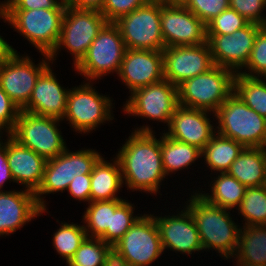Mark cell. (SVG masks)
<instances>
[{
  "label": "cell",
  "instance_id": "obj_1",
  "mask_svg": "<svg viewBox=\"0 0 266 266\" xmlns=\"http://www.w3.org/2000/svg\"><path fill=\"white\" fill-rule=\"evenodd\" d=\"M150 125L137 127L122 144L116 158L127 190L157 195L167 177L163 168L160 138Z\"/></svg>",
  "mask_w": 266,
  "mask_h": 266
},
{
  "label": "cell",
  "instance_id": "obj_2",
  "mask_svg": "<svg viewBox=\"0 0 266 266\" xmlns=\"http://www.w3.org/2000/svg\"><path fill=\"white\" fill-rule=\"evenodd\" d=\"M193 193L185 206L194 218L203 250H215L223 260H230L238 249L241 225L234 222L231 210L209 203L197 190Z\"/></svg>",
  "mask_w": 266,
  "mask_h": 266
},
{
  "label": "cell",
  "instance_id": "obj_3",
  "mask_svg": "<svg viewBox=\"0 0 266 266\" xmlns=\"http://www.w3.org/2000/svg\"><path fill=\"white\" fill-rule=\"evenodd\" d=\"M65 10H5L0 4V19L29 41L37 52L50 55L58 44Z\"/></svg>",
  "mask_w": 266,
  "mask_h": 266
},
{
  "label": "cell",
  "instance_id": "obj_4",
  "mask_svg": "<svg viewBox=\"0 0 266 266\" xmlns=\"http://www.w3.org/2000/svg\"><path fill=\"white\" fill-rule=\"evenodd\" d=\"M216 133L244 147L266 148V118L249 108L234 92L215 112Z\"/></svg>",
  "mask_w": 266,
  "mask_h": 266
},
{
  "label": "cell",
  "instance_id": "obj_5",
  "mask_svg": "<svg viewBox=\"0 0 266 266\" xmlns=\"http://www.w3.org/2000/svg\"><path fill=\"white\" fill-rule=\"evenodd\" d=\"M92 81H82L81 85L70 88L67 95L66 120L73 131L88 134L96 131L106 121L114 119L112 97L100 94Z\"/></svg>",
  "mask_w": 266,
  "mask_h": 266
},
{
  "label": "cell",
  "instance_id": "obj_6",
  "mask_svg": "<svg viewBox=\"0 0 266 266\" xmlns=\"http://www.w3.org/2000/svg\"><path fill=\"white\" fill-rule=\"evenodd\" d=\"M235 75L228 68L214 66L208 72L184 81L177 87L179 105L215 113L233 93Z\"/></svg>",
  "mask_w": 266,
  "mask_h": 266
},
{
  "label": "cell",
  "instance_id": "obj_7",
  "mask_svg": "<svg viewBox=\"0 0 266 266\" xmlns=\"http://www.w3.org/2000/svg\"><path fill=\"white\" fill-rule=\"evenodd\" d=\"M107 23L108 21L100 11L67 6L58 44L49 55L51 63L54 64L59 51L66 48L73 57L72 64L75 68L86 56L89 46Z\"/></svg>",
  "mask_w": 266,
  "mask_h": 266
},
{
  "label": "cell",
  "instance_id": "obj_8",
  "mask_svg": "<svg viewBox=\"0 0 266 266\" xmlns=\"http://www.w3.org/2000/svg\"><path fill=\"white\" fill-rule=\"evenodd\" d=\"M102 156L100 152L81 148L71 151L67 147L62 154L47 160L41 186L35 193L38 206L48 210L46 200L48 194L63 193L67 190L72 179L77 175L91 174L94 164Z\"/></svg>",
  "mask_w": 266,
  "mask_h": 266
},
{
  "label": "cell",
  "instance_id": "obj_9",
  "mask_svg": "<svg viewBox=\"0 0 266 266\" xmlns=\"http://www.w3.org/2000/svg\"><path fill=\"white\" fill-rule=\"evenodd\" d=\"M126 46L119 27L108 22L89 46L86 56L74 68L85 81L101 80L119 72ZM112 72V73H111Z\"/></svg>",
  "mask_w": 266,
  "mask_h": 266
},
{
  "label": "cell",
  "instance_id": "obj_10",
  "mask_svg": "<svg viewBox=\"0 0 266 266\" xmlns=\"http://www.w3.org/2000/svg\"><path fill=\"white\" fill-rule=\"evenodd\" d=\"M61 121L59 118L40 116L21 110L9 135L20 145L49 160L62 154L67 148L62 132L58 128Z\"/></svg>",
  "mask_w": 266,
  "mask_h": 266
},
{
  "label": "cell",
  "instance_id": "obj_11",
  "mask_svg": "<svg viewBox=\"0 0 266 266\" xmlns=\"http://www.w3.org/2000/svg\"><path fill=\"white\" fill-rule=\"evenodd\" d=\"M113 258L129 266H150L164 253L159 229L151 214H143L112 246Z\"/></svg>",
  "mask_w": 266,
  "mask_h": 266
},
{
  "label": "cell",
  "instance_id": "obj_12",
  "mask_svg": "<svg viewBox=\"0 0 266 266\" xmlns=\"http://www.w3.org/2000/svg\"><path fill=\"white\" fill-rule=\"evenodd\" d=\"M120 29L126 49L163 51L161 33V1L149 0L145 5L121 16L114 22Z\"/></svg>",
  "mask_w": 266,
  "mask_h": 266
},
{
  "label": "cell",
  "instance_id": "obj_13",
  "mask_svg": "<svg viewBox=\"0 0 266 266\" xmlns=\"http://www.w3.org/2000/svg\"><path fill=\"white\" fill-rule=\"evenodd\" d=\"M178 103V88L163 79L133 91L123 104L124 114L158 121L168 127Z\"/></svg>",
  "mask_w": 266,
  "mask_h": 266
},
{
  "label": "cell",
  "instance_id": "obj_14",
  "mask_svg": "<svg viewBox=\"0 0 266 266\" xmlns=\"http://www.w3.org/2000/svg\"><path fill=\"white\" fill-rule=\"evenodd\" d=\"M36 65L28 54L14 52L0 64V87L22 110L31 98L40 74L51 64L48 54Z\"/></svg>",
  "mask_w": 266,
  "mask_h": 266
},
{
  "label": "cell",
  "instance_id": "obj_15",
  "mask_svg": "<svg viewBox=\"0 0 266 266\" xmlns=\"http://www.w3.org/2000/svg\"><path fill=\"white\" fill-rule=\"evenodd\" d=\"M164 47L207 43L206 24L183 4L161 2Z\"/></svg>",
  "mask_w": 266,
  "mask_h": 266
},
{
  "label": "cell",
  "instance_id": "obj_16",
  "mask_svg": "<svg viewBox=\"0 0 266 266\" xmlns=\"http://www.w3.org/2000/svg\"><path fill=\"white\" fill-rule=\"evenodd\" d=\"M262 26L248 23L232 34H206L215 66L239 73L248 63L255 37Z\"/></svg>",
  "mask_w": 266,
  "mask_h": 266
},
{
  "label": "cell",
  "instance_id": "obj_17",
  "mask_svg": "<svg viewBox=\"0 0 266 266\" xmlns=\"http://www.w3.org/2000/svg\"><path fill=\"white\" fill-rule=\"evenodd\" d=\"M162 52L164 79L176 87L215 66L208 43L165 47Z\"/></svg>",
  "mask_w": 266,
  "mask_h": 266
},
{
  "label": "cell",
  "instance_id": "obj_18",
  "mask_svg": "<svg viewBox=\"0 0 266 266\" xmlns=\"http://www.w3.org/2000/svg\"><path fill=\"white\" fill-rule=\"evenodd\" d=\"M177 209V214L157 216L151 214L159 229L163 251H174L175 253L194 255L203 250L196 223L189 209L184 206ZM179 210V211H178ZM170 249V250H169Z\"/></svg>",
  "mask_w": 266,
  "mask_h": 266
},
{
  "label": "cell",
  "instance_id": "obj_19",
  "mask_svg": "<svg viewBox=\"0 0 266 266\" xmlns=\"http://www.w3.org/2000/svg\"><path fill=\"white\" fill-rule=\"evenodd\" d=\"M117 77L129 94L164 79L163 52L159 50L126 49Z\"/></svg>",
  "mask_w": 266,
  "mask_h": 266
},
{
  "label": "cell",
  "instance_id": "obj_20",
  "mask_svg": "<svg viewBox=\"0 0 266 266\" xmlns=\"http://www.w3.org/2000/svg\"><path fill=\"white\" fill-rule=\"evenodd\" d=\"M213 114V118L210 117ZM215 113L178 106L164 134L202 150L216 134ZM215 127V128H214Z\"/></svg>",
  "mask_w": 266,
  "mask_h": 266
},
{
  "label": "cell",
  "instance_id": "obj_21",
  "mask_svg": "<svg viewBox=\"0 0 266 266\" xmlns=\"http://www.w3.org/2000/svg\"><path fill=\"white\" fill-rule=\"evenodd\" d=\"M49 212L42 210L35 193L28 190L0 191V236H9L21 229L32 219Z\"/></svg>",
  "mask_w": 266,
  "mask_h": 266
},
{
  "label": "cell",
  "instance_id": "obj_22",
  "mask_svg": "<svg viewBox=\"0 0 266 266\" xmlns=\"http://www.w3.org/2000/svg\"><path fill=\"white\" fill-rule=\"evenodd\" d=\"M52 65H49L38 77L31 98L22 111L63 119L70 89L64 88L60 81L58 82Z\"/></svg>",
  "mask_w": 266,
  "mask_h": 266
},
{
  "label": "cell",
  "instance_id": "obj_23",
  "mask_svg": "<svg viewBox=\"0 0 266 266\" xmlns=\"http://www.w3.org/2000/svg\"><path fill=\"white\" fill-rule=\"evenodd\" d=\"M7 136V161L15 183L25 190L36 193L43 181L47 160L33 150L20 145L9 134Z\"/></svg>",
  "mask_w": 266,
  "mask_h": 266
},
{
  "label": "cell",
  "instance_id": "obj_24",
  "mask_svg": "<svg viewBox=\"0 0 266 266\" xmlns=\"http://www.w3.org/2000/svg\"><path fill=\"white\" fill-rule=\"evenodd\" d=\"M122 187L124 186L118 159L115 157L109 162L101 156L91 172V202L123 199L117 194Z\"/></svg>",
  "mask_w": 266,
  "mask_h": 266
},
{
  "label": "cell",
  "instance_id": "obj_25",
  "mask_svg": "<svg viewBox=\"0 0 266 266\" xmlns=\"http://www.w3.org/2000/svg\"><path fill=\"white\" fill-rule=\"evenodd\" d=\"M227 173L246 187L266 185V148L245 147Z\"/></svg>",
  "mask_w": 266,
  "mask_h": 266
},
{
  "label": "cell",
  "instance_id": "obj_26",
  "mask_svg": "<svg viewBox=\"0 0 266 266\" xmlns=\"http://www.w3.org/2000/svg\"><path fill=\"white\" fill-rule=\"evenodd\" d=\"M210 187V193L206 191H198L209 203L225 209H237L245 195L247 187L241 184L236 178L225 173H215ZM203 192V193H202ZM205 192V193H204Z\"/></svg>",
  "mask_w": 266,
  "mask_h": 266
},
{
  "label": "cell",
  "instance_id": "obj_27",
  "mask_svg": "<svg viewBox=\"0 0 266 266\" xmlns=\"http://www.w3.org/2000/svg\"><path fill=\"white\" fill-rule=\"evenodd\" d=\"M244 148L241 143L216 133L201 150V160L211 172L225 173Z\"/></svg>",
  "mask_w": 266,
  "mask_h": 266
},
{
  "label": "cell",
  "instance_id": "obj_28",
  "mask_svg": "<svg viewBox=\"0 0 266 266\" xmlns=\"http://www.w3.org/2000/svg\"><path fill=\"white\" fill-rule=\"evenodd\" d=\"M162 163L166 176L188 169L201 158V150L184 142L177 141L165 135L160 136Z\"/></svg>",
  "mask_w": 266,
  "mask_h": 266
},
{
  "label": "cell",
  "instance_id": "obj_29",
  "mask_svg": "<svg viewBox=\"0 0 266 266\" xmlns=\"http://www.w3.org/2000/svg\"><path fill=\"white\" fill-rule=\"evenodd\" d=\"M234 257L247 264L266 266V225L241 226Z\"/></svg>",
  "mask_w": 266,
  "mask_h": 266
},
{
  "label": "cell",
  "instance_id": "obj_30",
  "mask_svg": "<svg viewBox=\"0 0 266 266\" xmlns=\"http://www.w3.org/2000/svg\"><path fill=\"white\" fill-rule=\"evenodd\" d=\"M125 201V199H114L109 201L90 202L82 221L87 237L100 238L107 229H111L112 213Z\"/></svg>",
  "mask_w": 266,
  "mask_h": 266
},
{
  "label": "cell",
  "instance_id": "obj_31",
  "mask_svg": "<svg viewBox=\"0 0 266 266\" xmlns=\"http://www.w3.org/2000/svg\"><path fill=\"white\" fill-rule=\"evenodd\" d=\"M249 108L266 118V78L236 73L233 91Z\"/></svg>",
  "mask_w": 266,
  "mask_h": 266
},
{
  "label": "cell",
  "instance_id": "obj_32",
  "mask_svg": "<svg viewBox=\"0 0 266 266\" xmlns=\"http://www.w3.org/2000/svg\"><path fill=\"white\" fill-rule=\"evenodd\" d=\"M113 258L112 246L100 238L86 237L68 266H107Z\"/></svg>",
  "mask_w": 266,
  "mask_h": 266
},
{
  "label": "cell",
  "instance_id": "obj_33",
  "mask_svg": "<svg viewBox=\"0 0 266 266\" xmlns=\"http://www.w3.org/2000/svg\"><path fill=\"white\" fill-rule=\"evenodd\" d=\"M236 210L245 221L242 226L266 225V185L247 187Z\"/></svg>",
  "mask_w": 266,
  "mask_h": 266
},
{
  "label": "cell",
  "instance_id": "obj_34",
  "mask_svg": "<svg viewBox=\"0 0 266 266\" xmlns=\"http://www.w3.org/2000/svg\"><path fill=\"white\" fill-rule=\"evenodd\" d=\"M53 247L63 260L69 262L80 244L87 237L84 225L61 221L60 227L53 234Z\"/></svg>",
  "mask_w": 266,
  "mask_h": 266
},
{
  "label": "cell",
  "instance_id": "obj_35",
  "mask_svg": "<svg viewBox=\"0 0 266 266\" xmlns=\"http://www.w3.org/2000/svg\"><path fill=\"white\" fill-rule=\"evenodd\" d=\"M134 210V203L132 204L129 200H125L115 212L112 213L111 229H107L100 239L111 246L117 243L142 216V214L139 215V213L134 215Z\"/></svg>",
  "mask_w": 266,
  "mask_h": 266
},
{
  "label": "cell",
  "instance_id": "obj_36",
  "mask_svg": "<svg viewBox=\"0 0 266 266\" xmlns=\"http://www.w3.org/2000/svg\"><path fill=\"white\" fill-rule=\"evenodd\" d=\"M242 70L239 74L244 76L266 78V26L258 31L248 63Z\"/></svg>",
  "mask_w": 266,
  "mask_h": 266
},
{
  "label": "cell",
  "instance_id": "obj_37",
  "mask_svg": "<svg viewBox=\"0 0 266 266\" xmlns=\"http://www.w3.org/2000/svg\"><path fill=\"white\" fill-rule=\"evenodd\" d=\"M249 22L232 8H227L206 24V34H232Z\"/></svg>",
  "mask_w": 266,
  "mask_h": 266
},
{
  "label": "cell",
  "instance_id": "obj_38",
  "mask_svg": "<svg viewBox=\"0 0 266 266\" xmlns=\"http://www.w3.org/2000/svg\"><path fill=\"white\" fill-rule=\"evenodd\" d=\"M229 5L249 23L266 26V0H229Z\"/></svg>",
  "mask_w": 266,
  "mask_h": 266
},
{
  "label": "cell",
  "instance_id": "obj_39",
  "mask_svg": "<svg viewBox=\"0 0 266 266\" xmlns=\"http://www.w3.org/2000/svg\"><path fill=\"white\" fill-rule=\"evenodd\" d=\"M183 5L205 24L230 7L229 0H185Z\"/></svg>",
  "mask_w": 266,
  "mask_h": 266
},
{
  "label": "cell",
  "instance_id": "obj_40",
  "mask_svg": "<svg viewBox=\"0 0 266 266\" xmlns=\"http://www.w3.org/2000/svg\"><path fill=\"white\" fill-rule=\"evenodd\" d=\"M149 0H105L100 11L108 22H116L137 8L145 5Z\"/></svg>",
  "mask_w": 266,
  "mask_h": 266
},
{
  "label": "cell",
  "instance_id": "obj_41",
  "mask_svg": "<svg viewBox=\"0 0 266 266\" xmlns=\"http://www.w3.org/2000/svg\"><path fill=\"white\" fill-rule=\"evenodd\" d=\"M21 109L0 87V129L9 134L15 127Z\"/></svg>",
  "mask_w": 266,
  "mask_h": 266
},
{
  "label": "cell",
  "instance_id": "obj_42",
  "mask_svg": "<svg viewBox=\"0 0 266 266\" xmlns=\"http://www.w3.org/2000/svg\"><path fill=\"white\" fill-rule=\"evenodd\" d=\"M5 10L66 9L65 0H4Z\"/></svg>",
  "mask_w": 266,
  "mask_h": 266
},
{
  "label": "cell",
  "instance_id": "obj_43",
  "mask_svg": "<svg viewBox=\"0 0 266 266\" xmlns=\"http://www.w3.org/2000/svg\"><path fill=\"white\" fill-rule=\"evenodd\" d=\"M91 174L77 175L67 188L68 194L79 202H91Z\"/></svg>",
  "mask_w": 266,
  "mask_h": 266
},
{
  "label": "cell",
  "instance_id": "obj_44",
  "mask_svg": "<svg viewBox=\"0 0 266 266\" xmlns=\"http://www.w3.org/2000/svg\"><path fill=\"white\" fill-rule=\"evenodd\" d=\"M3 140L0 141V191H3L4 184L15 183L7 161V138Z\"/></svg>",
  "mask_w": 266,
  "mask_h": 266
},
{
  "label": "cell",
  "instance_id": "obj_45",
  "mask_svg": "<svg viewBox=\"0 0 266 266\" xmlns=\"http://www.w3.org/2000/svg\"><path fill=\"white\" fill-rule=\"evenodd\" d=\"M67 6L77 9L101 11L105 0H65Z\"/></svg>",
  "mask_w": 266,
  "mask_h": 266
},
{
  "label": "cell",
  "instance_id": "obj_46",
  "mask_svg": "<svg viewBox=\"0 0 266 266\" xmlns=\"http://www.w3.org/2000/svg\"><path fill=\"white\" fill-rule=\"evenodd\" d=\"M4 39L5 38L0 35V64L7 60L14 52H17V50Z\"/></svg>",
  "mask_w": 266,
  "mask_h": 266
},
{
  "label": "cell",
  "instance_id": "obj_47",
  "mask_svg": "<svg viewBox=\"0 0 266 266\" xmlns=\"http://www.w3.org/2000/svg\"><path fill=\"white\" fill-rule=\"evenodd\" d=\"M107 266H129L128 264L122 263L114 258H112L108 263Z\"/></svg>",
  "mask_w": 266,
  "mask_h": 266
},
{
  "label": "cell",
  "instance_id": "obj_48",
  "mask_svg": "<svg viewBox=\"0 0 266 266\" xmlns=\"http://www.w3.org/2000/svg\"><path fill=\"white\" fill-rule=\"evenodd\" d=\"M163 3H178V4H183L185 0H159Z\"/></svg>",
  "mask_w": 266,
  "mask_h": 266
},
{
  "label": "cell",
  "instance_id": "obj_49",
  "mask_svg": "<svg viewBox=\"0 0 266 266\" xmlns=\"http://www.w3.org/2000/svg\"><path fill=\"white\" fill-rule=\"evenodd\" d=\"M232 259L236 261V262H234V263H237L236 266H258V265H251V264H247V263L238 261L235 257H232Z\"/></svg>",
  "mask_w": 266,
  "mask_h": 266
},
{
  "label": "cell",
  "instance_id": "obj_50",
  "mask_svg": "<svg viewBox=\"0 0 266 266\" xmlns=\"http://www.w3.org/2000/svg\"><path fill=\"white\" fill-rule=\"evenodd\" d=\"M3 132H4V131H2V130L0 129V141L2 140L3 135H4Z\"/></svg>",
  "mask_w": 266,
  "mask_h": 266
}]
</instances>
